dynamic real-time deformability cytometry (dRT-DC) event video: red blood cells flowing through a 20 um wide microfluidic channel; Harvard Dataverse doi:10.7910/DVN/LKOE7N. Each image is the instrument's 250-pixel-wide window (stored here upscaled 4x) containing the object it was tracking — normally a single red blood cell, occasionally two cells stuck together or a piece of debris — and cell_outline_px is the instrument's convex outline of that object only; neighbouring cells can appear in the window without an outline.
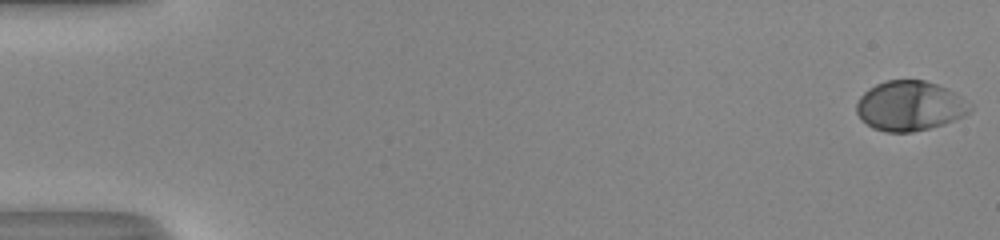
{"species": "human", "species_latin": "Homo sapiens", "temperature_condition": "room temperature", "stored_images_in_passage": 53, "camera_frame_rate_fps": 3000, "um_per_image_px": 0.085, "donor": {"sex": "male"}, "frame": {"image": 1, "passage_image": 1, "time_ms": 0.0, "image_size_px": [1000, 240], "cell_outline_px": [[972, 108], [964, 116], [944, 124], [912, 132], [888, 132], [872, 128], [856, 112], [856, 104], [860, 96], [868, 88], [876, 84], [888, 80], [924, 80], [948, 88], [972, 104]], "centroid_in_image_um": [77.34, 8.99], "position_along_channel_um": 7.7, "area_um2": 32.89}}
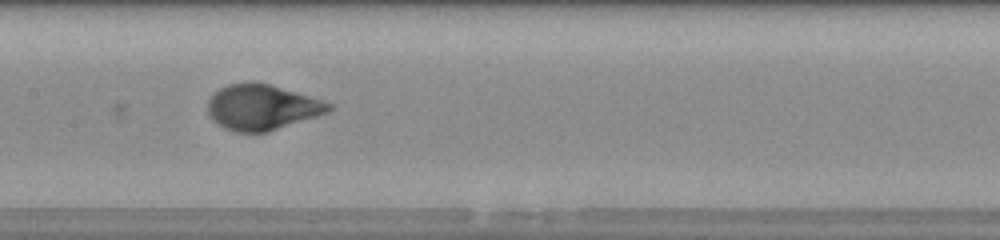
{"frame": {"image": 2, "passage_image": 28, "time_ms": 9.0, "image_size_px": [1000, 240], "cell_outline_px": [[336, 108], [328, 112], [268, 132], [236, 132], [224, 128], [216, 124], [212, 120], [208, 112], [208, 100], [220, 88], [228, 84], [252, 80], [268, 84], [320, 100], [332, 104]], "centroid_in_image_um": [22.23, 9.12], "position_along_channel_um": 185.2, "area_um2": 31.91}}
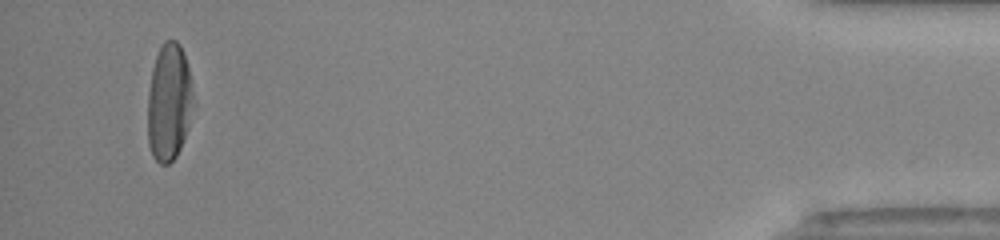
{"frame": {"image": 3, "passage_image": 51, "time_ms": 16.667, "image_size_px": [1000, 240], "cell_outline_px": [[196, 104], [188, 128], [180, 148], [176, 156], [168, 164], [160, 164], [152, 156], [148, 144], [148, 92], [152, 68], [160, 44], [164, 40], [176, 40], [180, 44], [188, 68]], "centroid_in_image_um": [14.38, 8.69], "position_along_channel_um": 420.8, "area_um2": 31.73}, "authors_computed_cell_mechanics": {"area_um2": 31.9056, "velocity_mm_per_s": 4.0556, "shape_relaxation_time_tau1_ms": 3.2411, "shape_relaxation_time_tau2_ms": null, "deformation_change_tau1": 0.1912, "deformation_change_tau2": null}}